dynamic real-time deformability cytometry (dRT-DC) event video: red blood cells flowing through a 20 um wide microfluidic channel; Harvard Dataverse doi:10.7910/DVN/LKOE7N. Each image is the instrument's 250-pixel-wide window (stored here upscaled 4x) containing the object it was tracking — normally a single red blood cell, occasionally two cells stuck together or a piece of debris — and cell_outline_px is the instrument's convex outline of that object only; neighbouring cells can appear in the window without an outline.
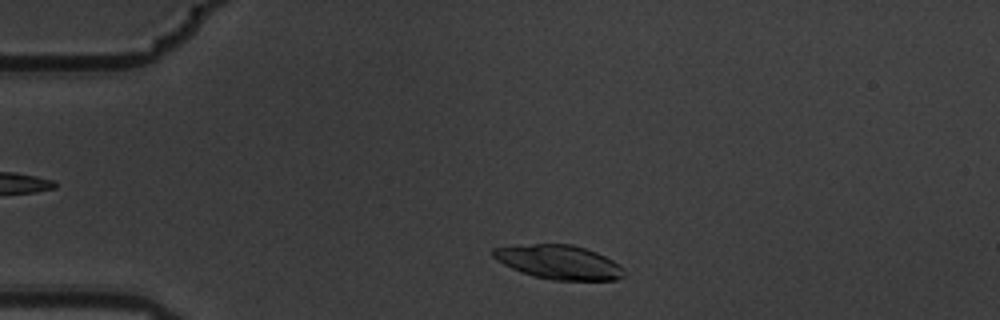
{"species": "common noctule bat (a hibernating species)", "species_latin": "Nyctalus noctula", "temperature_condition": "warm", "stored_images_in_passage": 6, "camera_frame_rate_fps": 3000, "um_per_image_px": 0.085, "animal": {"sex": "male", "body_mass_g": 19.5, "forearm_length_mm": 54.6}, "frame": {"image": 1, "passage_image": 6, "time_ms": 1.667, "image_size_px": [1000, 320], "cell_outline_px": [[624, 276], [616, 280], [552, 280], [520, 272], [496, 260], [492, 256], [492, 248], [512, 244], [572, 244], [596, 252], [612, 260], [624, 268]], "centroid_in_image_um": [47.47, 22.27], "position_along_channel_um": 37.5, "area_um2": 26.13}}